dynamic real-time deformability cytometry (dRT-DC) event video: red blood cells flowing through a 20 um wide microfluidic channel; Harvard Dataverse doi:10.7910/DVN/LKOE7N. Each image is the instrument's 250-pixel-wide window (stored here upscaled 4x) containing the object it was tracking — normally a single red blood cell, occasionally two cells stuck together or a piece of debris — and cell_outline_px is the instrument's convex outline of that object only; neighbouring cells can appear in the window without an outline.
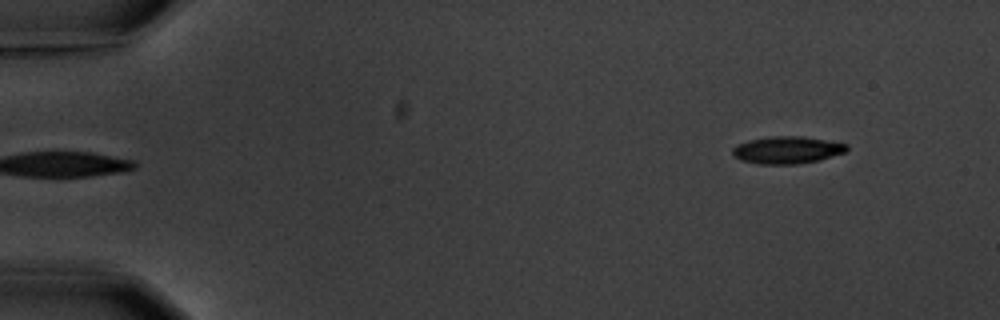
{"species": "common noctule bat (a hibernating species)", "species_latin": "Nyctalus noctula", "temperature_condition": "warm", "stored_images_in_passage": 4, "segment_of_instrument_passage": [2, 2], "camera_frame_rate_fps": 3000, "um_per_image_px": 0.085, "animal": {"sex": "male", "body_mass_g": 20.1, "forearm_length_mm": 53.5}, "frame": {"image": 1, "passage_image": 4, "time_ms": 4.0, "image_size_px": [1000, 320], "cell_outline_px": [[848, 148], [844, 152], [820, 160], [796, 164], [760, 164], [740, 160], [732, 152], [732, 148], [736, 144], [748, 140], [772, 136], [804, 136], [848, 144]], "centroid_in_image_um": [66.89, 12.74], "position_along_channel_um": 18.1, "area_um2": 18.15}}